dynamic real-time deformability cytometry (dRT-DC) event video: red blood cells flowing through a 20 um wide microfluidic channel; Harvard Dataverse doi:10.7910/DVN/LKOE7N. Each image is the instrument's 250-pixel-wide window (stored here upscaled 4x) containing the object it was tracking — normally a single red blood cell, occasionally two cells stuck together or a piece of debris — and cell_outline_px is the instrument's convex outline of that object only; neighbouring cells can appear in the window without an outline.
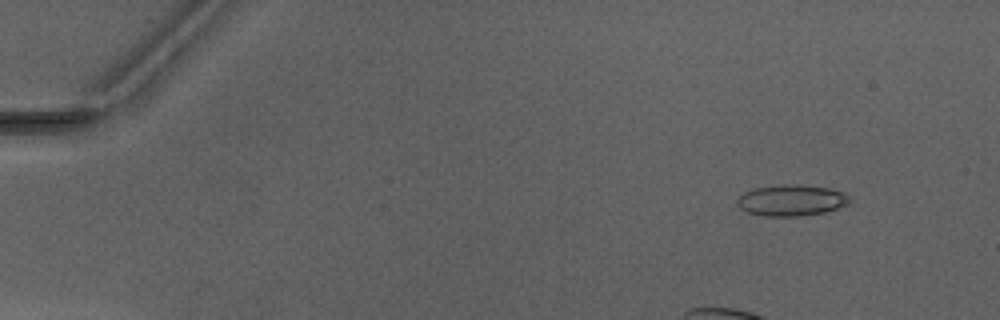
{"species": "Egyptian fruit bat (a non-hibernating species)", "species_latin": "Rousettus aegyptiacus", "temperature_condition": "warm", "stored_images_in_passage": 13, "camera_frame_rate_fps": 3000, "um_per_image_px": 0.085, "animal": {"sex": "male"}, "frame": {"image": 1, "passage_image": 3, "time_ms": 0.667, "image_size_px": [1000, 320], "cell_outline_px": [[852, 200], [848, 204], [824, 212], [800, 216], [764, 216], [748, 212], [740, 208], [736, 204], [736, 200], [744, 192], [756, 188], [784, 184], [832, 188], [844, 192], [852, 196]], "centroid_in_image_um": [67.3, 17.03], "position_along_channel_um": 17.7, "area_um2": 20.4}}